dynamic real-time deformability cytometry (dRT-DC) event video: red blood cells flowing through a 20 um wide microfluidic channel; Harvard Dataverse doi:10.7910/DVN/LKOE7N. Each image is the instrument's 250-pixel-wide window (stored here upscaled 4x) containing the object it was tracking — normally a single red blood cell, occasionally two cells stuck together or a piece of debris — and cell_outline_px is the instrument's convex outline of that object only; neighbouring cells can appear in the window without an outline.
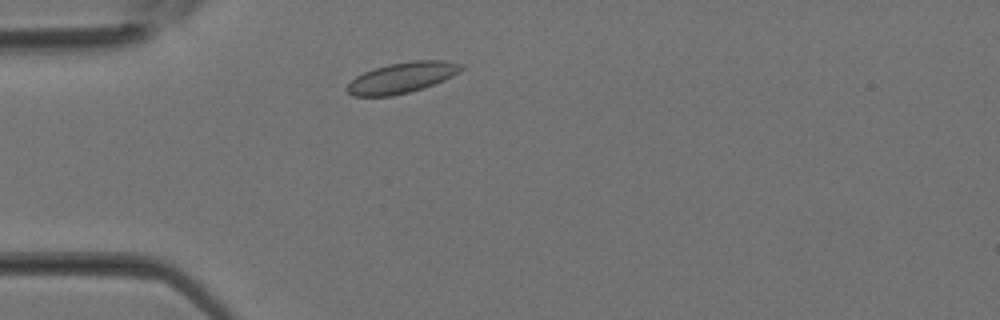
{"species": "Egyptian fruit bat (a non-hibernating species)", "species_latin": "Rousettus aegyptiacus", "temperature_condition": "room temperature", "stored_images_in_passage": 25, "camera_frame_rate_fps": 3000, "um_per_image_px": 0.085, "animal": {"sex": "female"}, "frame": {"image": 1, "passage_image": 1, "time_ms": 0.0, "image_size_px": [1000, 320], "cell_outline_px": [[464, 68], [460, 72], [444, 80], [424, 88], [392, 96], [352, 96], [344, 88], [356, 76], [364, 72], [388, 64], [416, 60], [448, 60], [464, 64]], "centroid_in_image_um": [34.2, 6.59], "position_along_channel_um": 50.8, "area_um2": 20.52}}
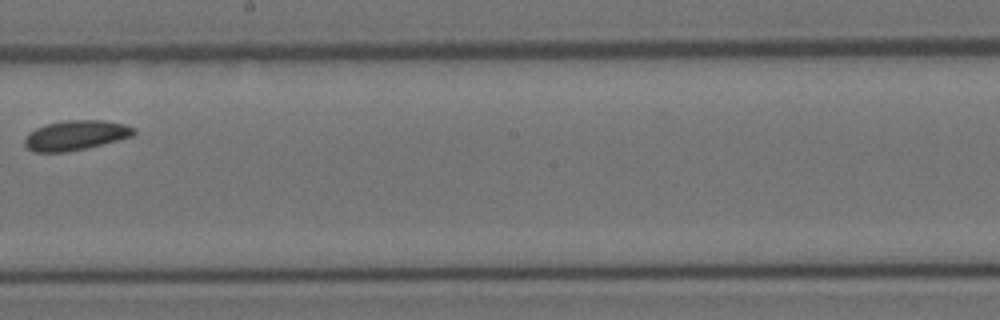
{"frame": {"image": 2, "passage_image": 11, "time_ms": 3.333, "image_size_px": [1000, 320], "cell_outline_px": [[136, 132], [132, 136], [84, 148], [64, 152], [32, 152], [24, 144], [24, 136], [28, 132], [36, 128], [48, 124], [64, 120], [104, 120], [124, 124], [136, 128]], "centroid_in_image_um": [6.39, 11.49], "position_along_channel_um": 241.8, "area_um2": 18.84}}
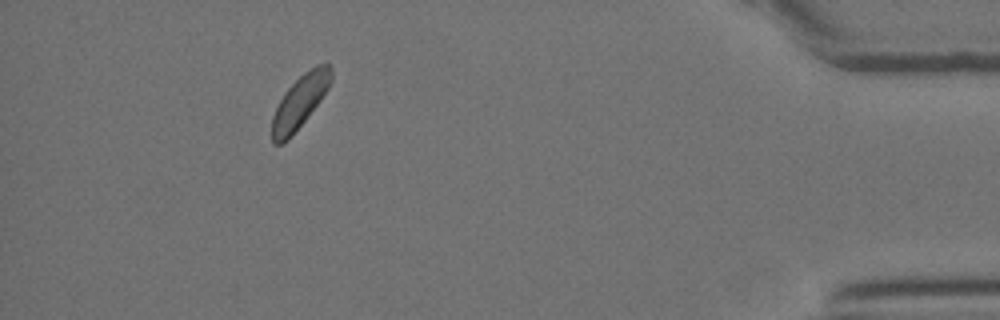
{"frame": {"image": 3, "passage_image": 22, "time_ms": 7.0, "image_size_px": [1000, 320], "cell_outline_px": [[332, 80], [328, 88], [320, 100], [288, 140], [280, 144], [272, 144], [272, 116], [284, 92], [304, 72], [316, 64], [328, 60], [332, 68]], "centroid_in_image_um": [25.51, 8.59], "position_along_channel_um": 409.7, "area_um2": 18.15}}